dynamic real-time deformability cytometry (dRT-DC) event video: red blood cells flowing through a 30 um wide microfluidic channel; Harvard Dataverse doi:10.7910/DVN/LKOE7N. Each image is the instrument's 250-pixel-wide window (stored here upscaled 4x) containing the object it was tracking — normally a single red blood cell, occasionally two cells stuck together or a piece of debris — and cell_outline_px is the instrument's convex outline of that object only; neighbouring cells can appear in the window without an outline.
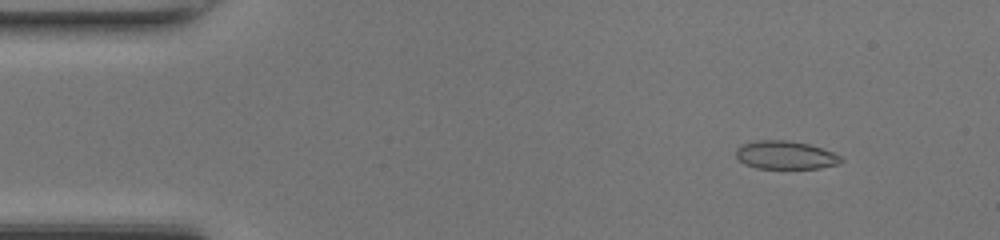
{"species": "common noctule bat (a hibernating species)", "species_latin": "Nyctalus noctula", "temperature_condition": "room temperature", "stored_images_in_passage": 49, "camera_frame_rate_fps": 3000, "um_per_image_px": 0.085, "animal": {"sex": "female", "body_mass_g": 17.0, "forearm_length_mm": 48.0}, "frame": {"image": 1, "passage_image": 6, "time_ms": 1.667, "image_size_px": [1000, 240], "cell_outline_px": [[844, 160], [840, 164], [820, 168], [756, 168], [744, 164], [736, 156], [736, 148], [740, 144], [756, 140], [784, 140], [808, 144], [832, 152], [840, 156]], "centroid_in_image_um": [66.74, 13.18], "position_along_channel_um": 18.3, "area_um2": 17.28}}
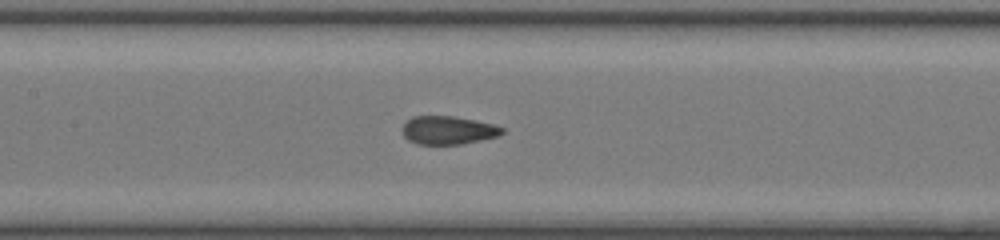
{"frame": {"image": 2, "passage_image": 23, "time_ms": 7.333, "image_size_px": [1000, 240], "cell_outline_px": [[504, 132], [496, 136], [480, 140], [460, 144], [420, 144], [408, 140], [404, 136], [400, 128], [412, 116], [452, 116], [492, 124], [504, 128]], "centroid_in_image_um": [38.04, 11.07], "position_along_channel_um": 169.4, "area_um2": 16.24}}
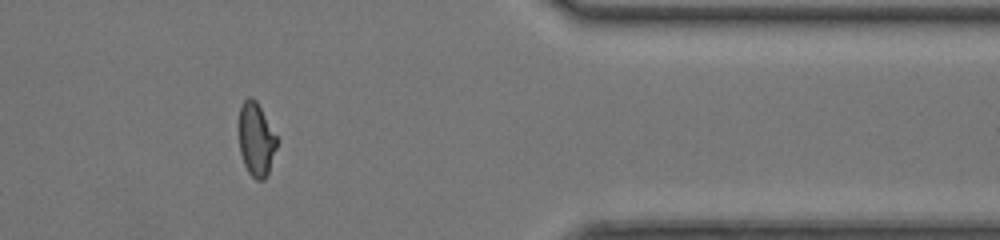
{"frame": {"image": 3, "passage_image": 40, "time_ms": 13.0, "image_size_px": [1000, 240], "cell_outline_px": [[276, 148], [268, 172], [264, 180], [256, 180], [248, 172], [244, 164], [240, 152], [240, 108], [244, 100], [248, 96], [252, 96], [256, 100], [276, 136]], "centroid_in_image_um": [21.76, 11.85], "position_along_channel_um": 389.6, "area_um2": 15.84}, "authors_computed_cell_mechanics": {"area_um2": 16.9354, "velocity_mm_per_s": 4.3145, "shape_relaxation_time_tau1_ms": 6.1725, "shape_relaxation_time_tau2_ms": 0.7816, "deformation_change_tau1": 0.1945, "deformation_change_tau2": 0.0699}}